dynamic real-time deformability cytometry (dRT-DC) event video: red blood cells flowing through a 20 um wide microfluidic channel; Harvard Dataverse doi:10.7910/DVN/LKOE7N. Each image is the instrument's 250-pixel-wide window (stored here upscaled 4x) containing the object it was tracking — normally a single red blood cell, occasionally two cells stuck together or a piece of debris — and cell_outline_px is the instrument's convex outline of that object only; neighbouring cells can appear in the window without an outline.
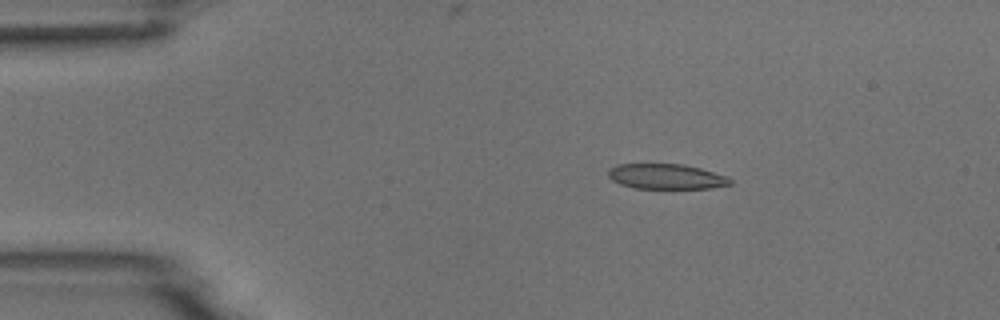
{"species": "common noctule bat (a hibernating species)", "species_latin": "Nyctalus noctula", "temperature_condition": "room temperature", "stored_images_in_passage": 5, "camera_frame_rate_fps": 3000, "um_per_image_px": 0.085, "animal": {"sex": "male", "body_mass_g": 18.8}, "frame": {"image": 1, "passage_image": 3, "time_ms": 2.333, "image_size_px": [1000, 320], "cell_outline_px": [[732, 184], [712, 188], [636, 188], [620, 184], [612, 180], [608, 176], [608, 168], [616, 164], [684, 164], [700, 168], [728, 176], [732, 180]], "centroid_in_image_um": [56.63, 15.0], "position_along_channel_um": 28.4, "area_um2": 17.98}}